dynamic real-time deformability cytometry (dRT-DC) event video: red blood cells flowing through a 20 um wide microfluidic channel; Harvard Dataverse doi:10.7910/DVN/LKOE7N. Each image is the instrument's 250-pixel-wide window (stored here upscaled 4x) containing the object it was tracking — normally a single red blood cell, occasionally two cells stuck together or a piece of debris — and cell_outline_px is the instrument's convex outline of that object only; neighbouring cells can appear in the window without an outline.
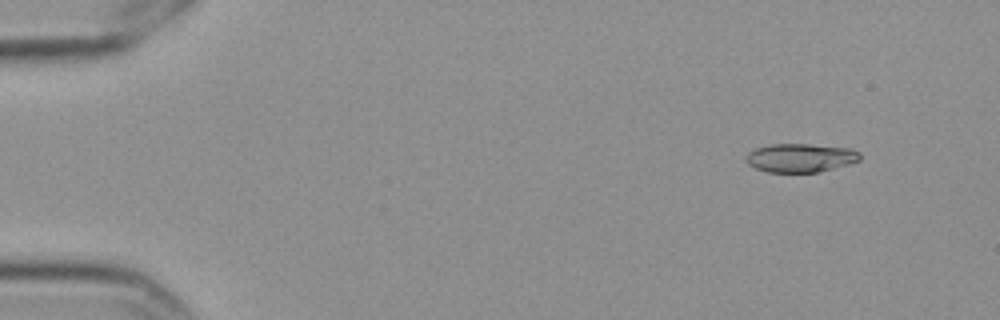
{"species": "Egyptian fruit bat (a non-hibernating species)", "species_latin": "Rousettus aegyptiacus", "temperature_condition": "cold", "stored_images_in_passage": 2, "camera_frame_rate_fps": 3000, "um_per_image_px": 0.085, "frame": {"image": 1, "passage_image": 2, "time_ms": 0.333, "image_size_px": [1000, 320], "cell_outline_px": [[860, 160], [848, 164], [820, 172], [768, 172], [756, 168], [748, 164], [748, 152], [756, 148], [772, 144], [808, 144], [848, 148], [860, 152]], "centroid_in_image_um": [68.06, 13.42], "position_along_channel_um": 16.9, "area_um2": 18.79}}